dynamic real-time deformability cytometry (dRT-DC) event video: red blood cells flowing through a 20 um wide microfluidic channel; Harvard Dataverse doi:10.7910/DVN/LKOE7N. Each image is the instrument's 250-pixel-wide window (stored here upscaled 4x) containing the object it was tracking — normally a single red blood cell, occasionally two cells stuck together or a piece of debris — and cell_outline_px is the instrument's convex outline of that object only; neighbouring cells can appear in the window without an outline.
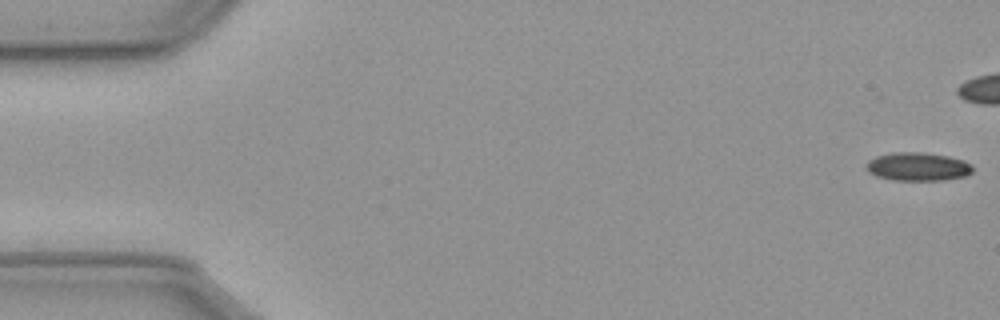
{"species": "common noctule bat (a hibernating species)", "species_latin": "Nyctalus noctula", "temperature_condition": "cold", "stored_images_in_passage": 45, "camera_frame_rate_fps": 3000, "um_per_image_px": 0.085, "animal": {"sex": "male", "body_mass_g": 23.1, "forearm_length_mm": 52.7}, "frame": {"image": 1, "passage_image": 1, "time_ms": 0.0, "image_size_px": [1000, 320], "cell_outline_px": [[972, 172], [964, 176], [944, 180], [892, 180], [876, 176], [868, 172], [864, 168], [864, 164], [868, 160], [876, 156], [892, 152], [924, 152], [948, 156], [964, 160], [972, 164]], "centroid_in_image_um": [77.97, 14.16], "position_along_channel_um": 7.0, "area_um2": 17.86}}
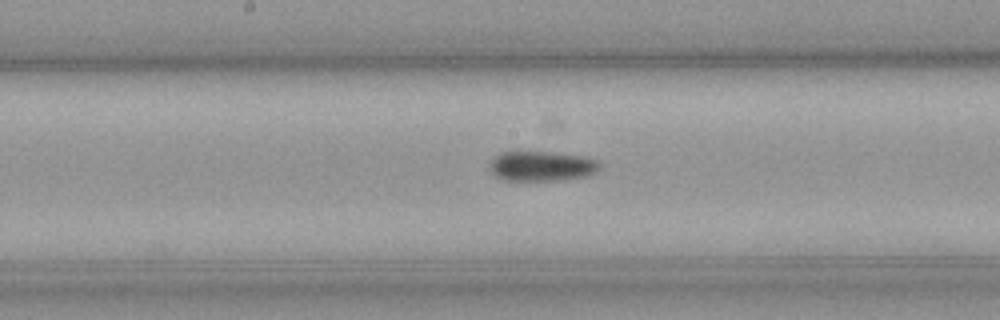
{"frame": {"image": 2, "passage_image": 29, "time_ms": 9.333, "image_size_px": [1000, 320], "cell_outline_px": [[600, 168], [596, 172], [588, 176], [560, 180], [504, 180], [496, 176], [488, 168], [488, 164], [496, 156], [504, 152], [552, 152], [584, 156], [596, 160], [600, 164]], "centroid_in_image_um": [46.06, 14.12], "position_along_channel_um": 202.1, "area_um2": 19.19}}
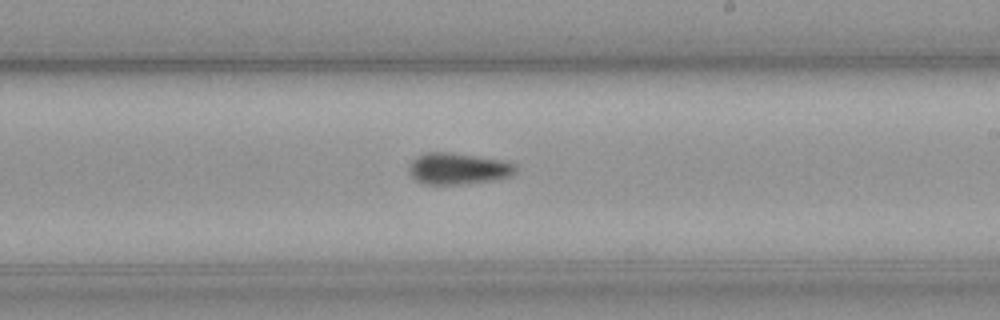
{"frame": {"image": 3, "passage_image": 33, "time_ms": 10.667, "image_size_px": [1000, 320], "cell_outline_px": [[516, 172], [512, 176], [492, 180], [460, 184], [424, 184], [416, 180], [412, 176], [408, 168], [412, 160], [416, 156], [424, 152], [448, 152], [504, 160], [516, 164]], "centroid_in_image_um": [38.94, 14.32], "position_along_channel_um": 250.1, "area_um2": 19.59}}